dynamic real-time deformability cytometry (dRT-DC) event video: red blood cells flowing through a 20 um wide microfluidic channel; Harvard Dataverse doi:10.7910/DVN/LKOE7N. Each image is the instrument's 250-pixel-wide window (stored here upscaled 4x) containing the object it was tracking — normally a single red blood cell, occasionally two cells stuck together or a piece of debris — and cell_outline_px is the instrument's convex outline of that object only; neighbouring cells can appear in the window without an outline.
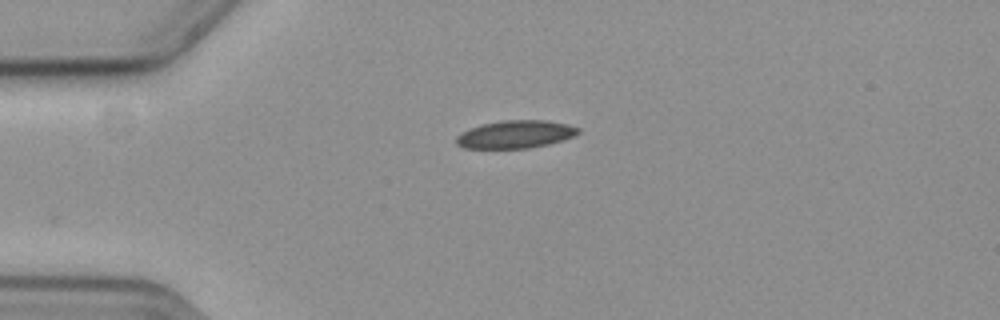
{"species": "common noctule bat (a hibernating species)", "species_latin": "Nyctalus noctula", "temperature_condition": "cold", "stored_images_in_passage": 33, "camera_frame_rate_fps": 3000, "um_per_image_px": 0.085, "animal": {"sex": "female", "body_mass_g": 19.3, "forearm_length_mm": 54.1}, "frame": {"image": 1, "passage_image": 1, "time_ms": 0.0, "image_size_px": [1000, 320], "cell_outline_px": [[580, 132], [564, 140], [548, 144], [528, 148], [464, 148], [456, 144], [456, 136], [480, 124], [500, 120], [548, 120], [568, 124], [580, 128]], "centroid_in_image_um": [43.84, 11.41], "position_along_channel_um": 41.2, "area_um2": 19.77}}
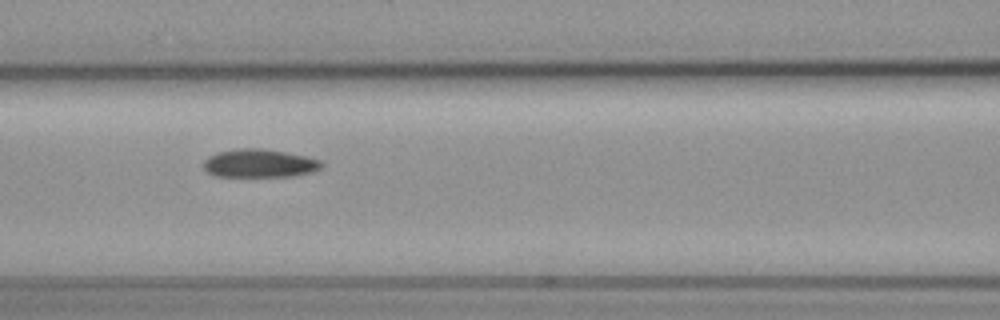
{"frame": {"image": 2, "passage_image": 12, "time_ms": 3.667, "image_size_px": [1000, 320], "cell_outline_px": [[324, 164], [320, 168], [312, 172], [292, 176], [216, 176], [208, 172], [204, 168], [204, 160], [208, 156], [216, 152], [236, 148], [264, 148], [308, 156], [320, 160]], "centroid_in_image_um": [22.06, 13.86], "position_along_channel_um": 144.5, "area_um2": 19.59}}
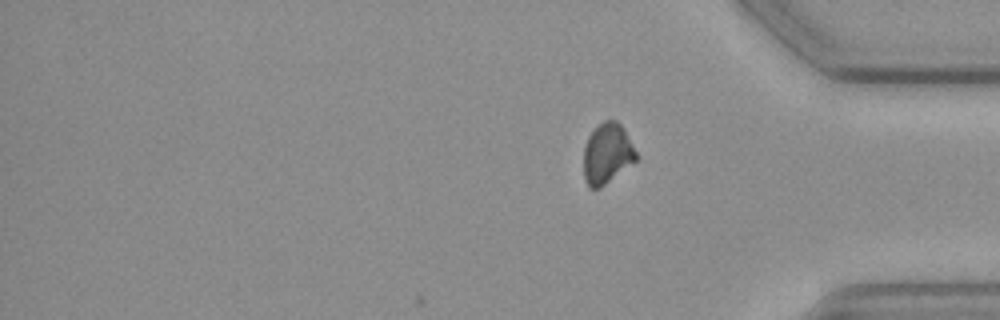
{"frame": {"image": 3, "passage_image": 33, "time_ms": 10.667, "image_size_px": [1000, 320], "cell_outline_px": [[640, 156], [636, 160], [600, 188], [588, 188], [584, 180], [584, 148], [588, 136], [604, 120], [616, 120], [624, 128]], "centroid_in_image_um": [51.62, 13.06], "position_along_channel_um": 383.6, "area_um2": 18.55}}